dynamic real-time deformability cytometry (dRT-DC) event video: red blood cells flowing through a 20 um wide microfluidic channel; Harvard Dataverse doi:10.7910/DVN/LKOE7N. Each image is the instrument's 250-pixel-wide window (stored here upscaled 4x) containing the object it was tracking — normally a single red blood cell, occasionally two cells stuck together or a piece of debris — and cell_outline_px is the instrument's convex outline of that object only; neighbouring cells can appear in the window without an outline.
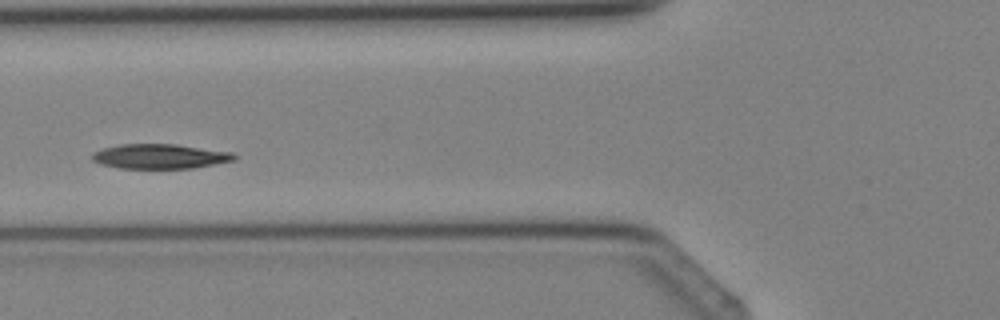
{"species": "Egyptian fruit bat (a non-hibernating species)", "species_latin": "Rousettus aegyptiacus", "temperature_condition": "cold", "stored_images_in_passage": 3, "camera_frame_rate_fps": 3000, "um_per_image_px": 0.085, "animal": {"sex": "female"}, "frame": {"image": 1, "passage_image": 3, "time_ms": 3.333, "image_size_px": [1000, 320], "cell_outline_px": [[240, 156], [236, 160], [192, 168], [120, 168], [100, 164], [92, 160], [92, 152], [104, 148], [120, 144], [176, 144], [232, 152]], "centroid_in_image_um": [13.62, 13.29], "position_along_channel_um": 112.2, "area_um2": 20.52}}